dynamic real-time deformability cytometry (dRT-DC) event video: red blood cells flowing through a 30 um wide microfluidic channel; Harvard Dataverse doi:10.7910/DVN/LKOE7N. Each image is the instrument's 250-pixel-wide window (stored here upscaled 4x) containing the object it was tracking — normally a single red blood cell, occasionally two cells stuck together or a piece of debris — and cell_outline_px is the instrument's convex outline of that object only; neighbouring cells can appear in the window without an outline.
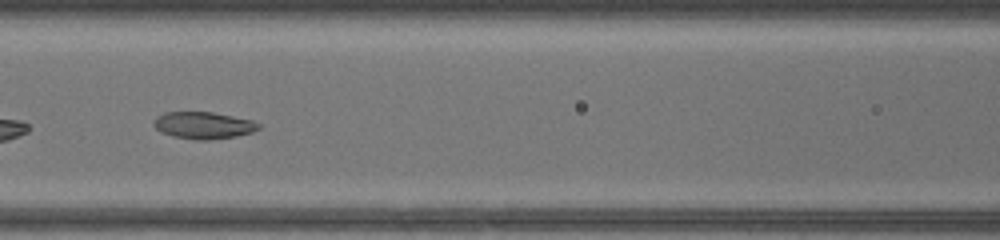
{"species": "common noctule bat (a hibernating species)", "species_latin": "Nyctalus noctula", "temperature_condition": "warm", "stored_images_in_passage": 29, "camera_frame_rate_fps": 3000, "um_per_image_px": 0.085, "animal": {"sex": "female", "body_mass_g": 17.0, "forearm_length_mm": 48.0}, "frame": {"image": 1, "passage_image": 9, "time_ms": 2.667, "image_size_px": [1000, 240], "cell_outline_px": [[260, 128], [252, 132], [236, 136], [208, 140], [196, 140], [172, 136], [160, 132], [152, 124], [152, 120], [156, 116], [164, 112], [212, 112], [252, 120], [260, 124]], "centroid_in_image_um": [17.25, 10.65], "position_along_channel_um": 149.4, "area_um2": 16.59}}
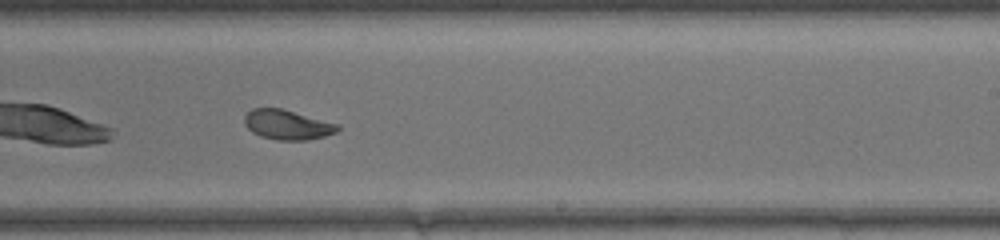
{"frame": {"image": 2, "passage_image": 17, "time_ms": 5.333, "image_size_px": [1000, 240], "cell_outline_px": [[340, 128], [336, 132], [324, 136], [308, 140], [276, 140], [260, 136], [252, 132], [244, 124], [244, 116], [252, 108], [280, 108], [340, 124]], "centroid_in_image_um": [24.42, 10.6], "position_along_channel_um": 264.6, "area_um2": 16.18}, "authors_computed_cell_mechanics": {"area_um2": 16.762, "velocity_mm_per_s": 4.3598, "shape_relaxation_time_tau1_ms": 8.1435, "shape_relaxation_time_tau2_ms": 3.1532, "deformation_change_tau1": 0.1857, "deformation_change_tau2": 0.0893}}